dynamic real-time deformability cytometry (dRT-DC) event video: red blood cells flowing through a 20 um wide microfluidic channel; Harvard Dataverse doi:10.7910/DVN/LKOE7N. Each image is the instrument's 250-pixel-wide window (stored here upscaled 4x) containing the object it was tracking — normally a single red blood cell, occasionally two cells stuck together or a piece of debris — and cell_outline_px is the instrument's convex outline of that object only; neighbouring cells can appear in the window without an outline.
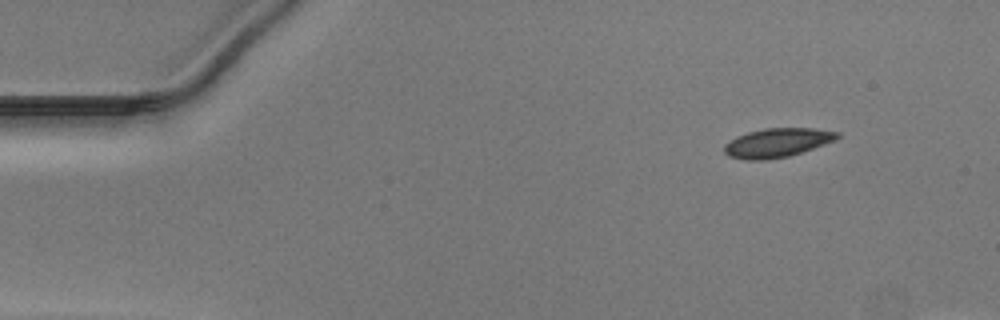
{"species": "Egyptian fruit bat (a non-hibernating species)", "species_latin": "Rousettus aegyptiacus", "temperature_condition": "warm", "stored_images_in_passage": 41, "camera_frame_rate_fps": 3000, "um_per_image_px": 0.085, "animal": {"sex": "male"}, "frame": {"image": 1, "passage_image": 1, "time_ms": 0.0, "image_size_px": [1000, 320], "cell_outline_px": [[840, 136], [836, 140], [788, 156], [764, 160], [748, 160], [728, 156], [724, 152], [724, 144], [736, 136], [748, 132], [764, 128], [812, 128], [840, 132]], "centroid_in_image_um": [66.04, 12.12], "position_along_channel_um": 19.0, "area_um2": 19.02}}
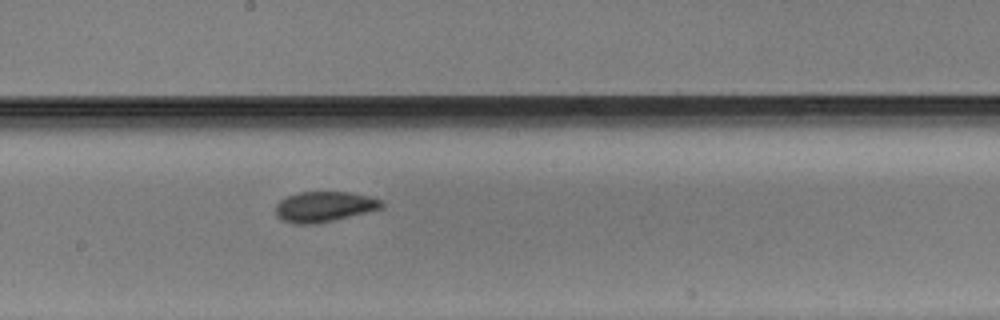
{"frame": {"image": 2, "passage_image": 23, "time_ms": 7.333, "image_size_px": [1000, 320], "cell_outline_px": [[384, 208], [368, 212], [332, 220], [312, 224], [292, 224], [280, 220], [276, 216], [276, 204], [280, 200], [288, 196], [300, 192], [348, 192], [368, 196], [384, 200]], "centroid_in_image_um": [27.56, 17.57], "position_along_channel_um": 220.6, "area_um2": 18.84}}
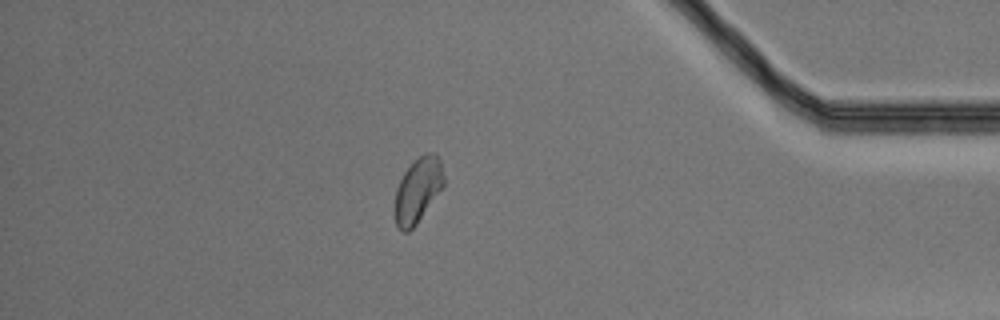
{"frame": {"image": 3, "passage_image": 39, "time_ms": 12.667, "image_size_px": [1000, 320], "cell_outline_px": [[444, 188], [416, 224], [408, 232], [400, 232], [396, 224], [392, 212], [396, 188], [404, 172], [420, 156], [428, 152], [432, 152], [440, 160], [444, 180]], "centroid_in_image_um": [35.48, 16.23], "position_along_channel_um": 399.7, "area_um2": 18.79}}